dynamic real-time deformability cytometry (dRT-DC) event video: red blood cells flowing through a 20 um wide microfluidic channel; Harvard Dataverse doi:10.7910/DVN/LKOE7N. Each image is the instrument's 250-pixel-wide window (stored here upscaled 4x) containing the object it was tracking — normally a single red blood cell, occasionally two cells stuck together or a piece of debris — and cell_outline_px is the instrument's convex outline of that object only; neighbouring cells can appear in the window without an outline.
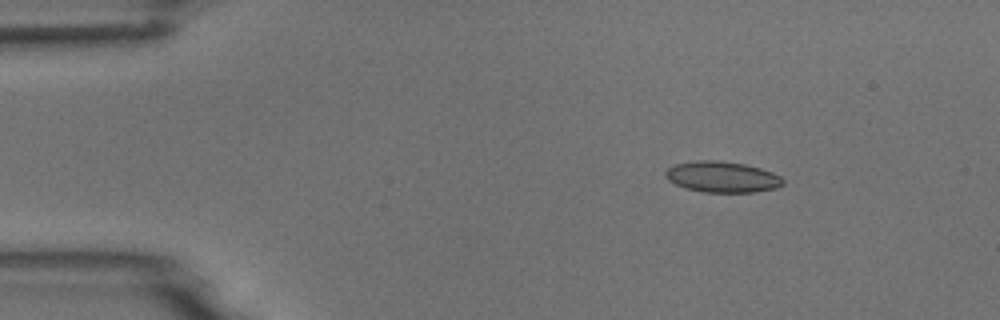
{"species": "common noctule bat (a hibernating species)", "species_latin": "Nyctalus noctula", "temperature_condition": "room temperature", "stored_images_in_passage": 47, "camera_frame_rate_fps": 3000, "um_per_image_px": 0.085, "animal": {"sex": "male", "body_mass_g": 18.8}, "frame": {"image": 1, "passage_image": 1, "time_ms": 0.0, "image_size_px": [1000, 320], "cell_outline_px": [[784, 184], [776, 188], [752, 192], [704, 192], [688, 188], [676, 184], [668, 180], [664, 176], [664, 172], [668, 168], [676, 164], [696, 160], [720, 160], [744, 164], [760, 168], [772, 172], [780, 176], [784, 180]], "centroid_in_image_um": [61.39, 15.03], "position_along_channel_um": 23.6, "area_um2": 21.15}}
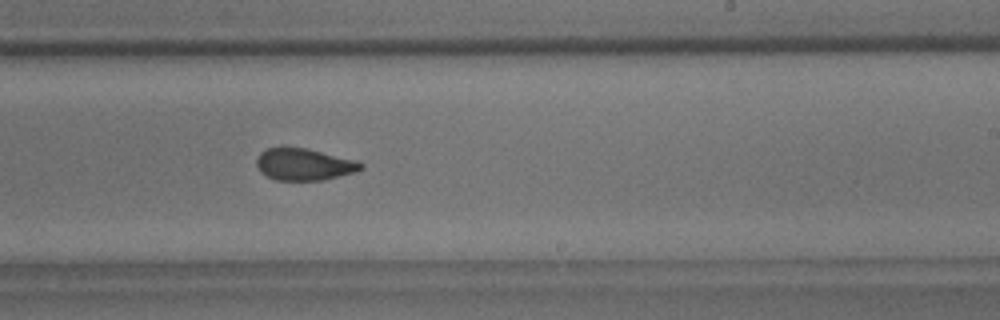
{"frame": {"image": 2, "passage_image": 26, "time_ms": 8.333, "image_size_px": [1000, 320], "cell_outline_px": [[364, 168], [356, 172], [324, 180], [276, 180], [260, 172], [256, 164], [256, 156], [260, 152], [268, 148], [308, 148], [360, 160], [364, 164]], "centroid_in_image_um": [25.91, 13.97], "position_along_channel_um": 263.1, "area_um2": 19.71}}
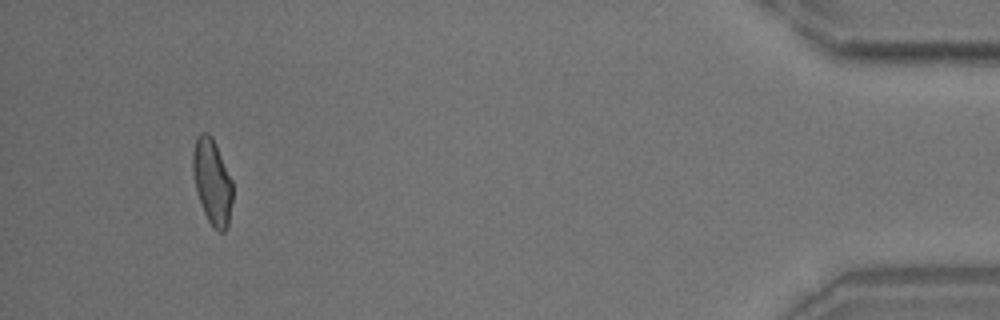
{"frame": {"image": 3, "passage_image": 44, "time_ms": 14.333, "image_size_px": [1000, 320], "cell_outline_px": [[232, 200], [228, 228], [224, 232], [220, 232], [212, 228], [204, 212], [196, 188], [192, 168], [192, 152], [196, 136], [200, 132], [208, 132], [212, 136], [232, 180]], "centroid_in_image_um": [18.03, 15.44], "position_along_channel_um": 417.2, "area_um2": 19.88}, "authors_computed_cell_mechanics": {"area_um2": 20.1722, "velocity_mm_per_s": 3.7311, "shape_relaxation_time_tau1_ms": null, "shape_relaxation_time_tau2_ms": 1.7499, "deformation_change_tau1": null, "deformation_change_tau2": 0.0746}}